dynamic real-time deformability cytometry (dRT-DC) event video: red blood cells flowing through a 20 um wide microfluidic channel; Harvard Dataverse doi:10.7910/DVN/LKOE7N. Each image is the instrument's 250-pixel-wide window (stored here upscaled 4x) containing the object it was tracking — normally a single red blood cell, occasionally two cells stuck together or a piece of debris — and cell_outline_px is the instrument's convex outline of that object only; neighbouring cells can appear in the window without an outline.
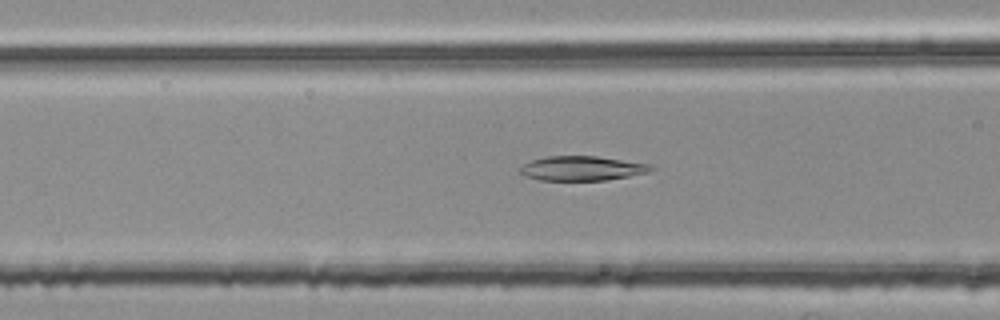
{"species": "common noctule bat (a hibernating species)", "species_latin": "Nyctalus noctula", "temperature_condition": "room temperature", "stored_images_in_passage": 31, "camera_frame_rate_fps": 3000, "um_per_image_px": 0.085, "animal": {"sex": "female", "body_mass_g": 25.1}, "frame": {"image": 1, "passage_image": 6, "time_ms": 1.667, "image_size_px": [1000, 320], "cell_outline_px": [[656, 168], [648, 172], [628, 176], [604, 180], [540, 180], [528, 176], [520, 172], [520, 168], [524, 164], [532, 160], [548, 156], [596, 156], [652, 164]], "centroid_in_image_um": [49.51, 14.3], "position_along_channel_um": 117.1, "area_um2": 18.5}}
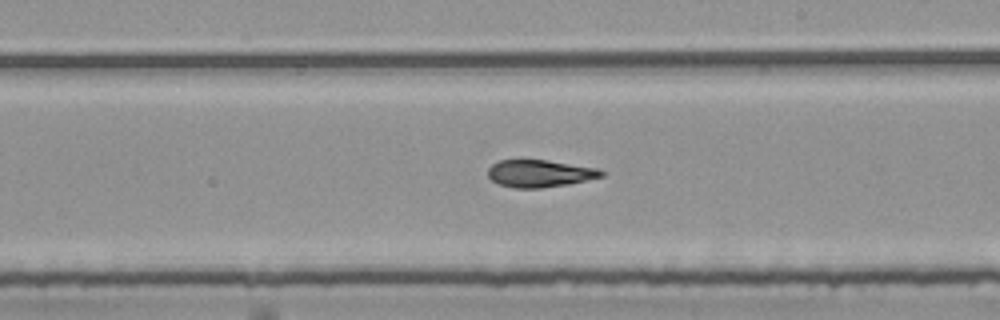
{"frame": {"image": 2, "passage_image": 16, "time_ms": 5.0, "image_size_px": [1000, 320], "cell_outline_px": [[604, 176], [568, 184], [540, 188], [516, 188], [500, 184], [492, 180], [488, 176], [488, 168], [492, 164], [500, 160], [548, 160], [596, 168], [604, 172]], "centroid_in_image_um": [45.87, 14.74], "position_along_channel_um": 243.1, "area_um2": 17.86}}
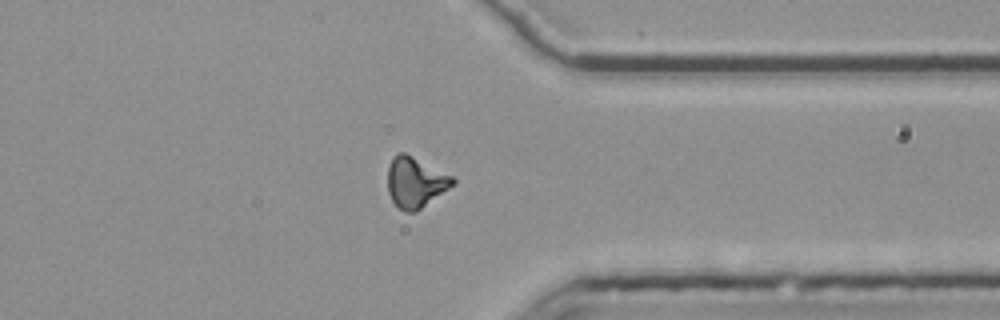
{"frame": {"image": 3, "passage_image": 27, "time_ms": 8.667, "image_size_px": [1000, 320], "cell_outline_px": [[456, 184], [416, 212], [404, 212], [392, 200], [388, 192], [388, 168], [392, 156], [400, 152], [404, 152], [452, 176], [456, 180]], "centroid_in_image_um": [35.31, 15.5], "position_along_channel_um": 376.1, "area_um2": 19.13}, "authors_computed_cell_mechanics": {"area_um2": 18.6116, "velocity_mm_per_s": 3.7819, "shape_relaxation_time_tau1_ms": 8.7667, "shape_relaxation_time_tau2_ms": 3.9058, "deformation_change_tau1": 0.2279, "deformation_change_tau2": 0.1076}}